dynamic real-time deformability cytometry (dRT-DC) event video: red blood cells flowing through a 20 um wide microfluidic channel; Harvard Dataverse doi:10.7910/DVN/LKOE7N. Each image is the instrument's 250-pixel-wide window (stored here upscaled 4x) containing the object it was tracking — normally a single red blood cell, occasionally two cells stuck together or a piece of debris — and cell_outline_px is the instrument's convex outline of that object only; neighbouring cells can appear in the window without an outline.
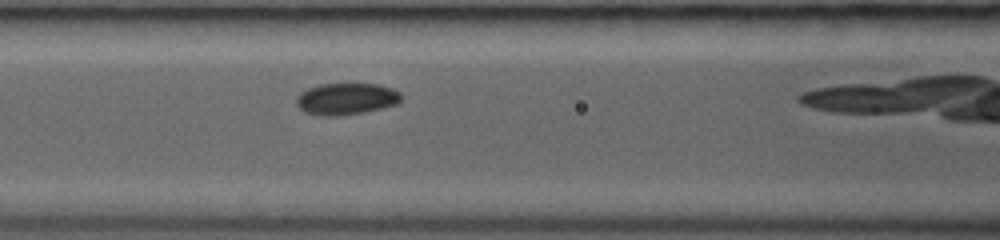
{"species": "common noctule bat (a hibernating species)", "species_latin": "Nyctalus noctula", "temperature_condition": "room temperature", "stored_images_in_passage": 11, "camera_frame_rate_fps": 3000, "um_per_image_px": 0.085, "animal": {"sex": "female", "body_mass_g": 19.0, "forearm_length_mm": 53.3}, "frame": {"image": 1, "passage_image": 5, "time_ms": 2.333, "image_size_px": [1000, 240], "cell_outline_px": [[400, 100], [396, 104], [364, 112], [336, 116], [320, 116], [304, 112], [296, 104], [296, 96], [300, 92], [308, 88], [320, 84], [376, 84], [392, 88], [400, 92]], "centroid_in_image_um": [29.38, 8.4], "position_along_channel_um": 137.2, "area_um2": 19.31}}
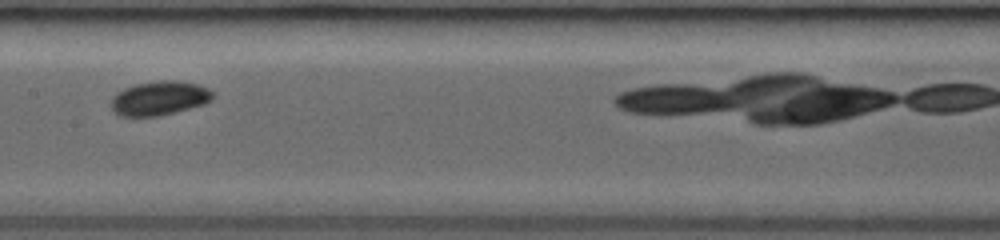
{"frame": {"image": 2, "passage_image": 8, "time_ms": 3.667, "image_size_px": [1000, 240], "cell_outline_px": [[212, 100], [204, 104], [160, 116], [120, 116], [112, 108], [112, 96], [116, 92], [124, 88], [136, 84], [160, 80], [176, 80], [196, 84], [208, 88], [212, 92]], "centroid_in_image_um": [13.54, 8.34], "position_along_channel_um": 193.9, "area_um2": 20.11}}